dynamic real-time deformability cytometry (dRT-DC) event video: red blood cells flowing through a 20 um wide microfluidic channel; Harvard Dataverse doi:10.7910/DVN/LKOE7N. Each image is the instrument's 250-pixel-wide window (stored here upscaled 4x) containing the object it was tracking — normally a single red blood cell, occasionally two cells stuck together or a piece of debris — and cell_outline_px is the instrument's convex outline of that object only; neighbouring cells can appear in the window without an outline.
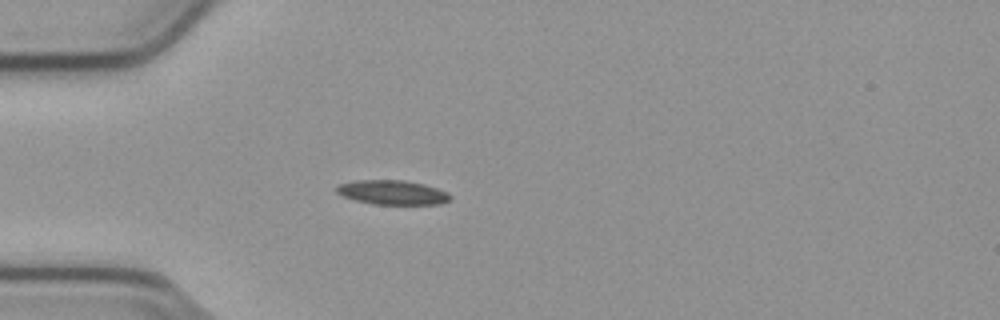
{"species": "common noctule bat (a hibernating species)", "species_latin": "Nyctalus noctula", "temperature_condition": "cold", "stored_images_in_passage": 50, "camera_frame_rate_fps": 3000, "um_per_image_px": 0.085, "animal": {"sex": "male", "body_mass_g": 23.1, "forearm_length_mm": 52.7}, "frame": {"image": 1, "passage_image": 11, "time_ms": 3.333, "image_size_px": [1000, 320], "cell_outline_px": [[452, 196], [448, 200], [440, 204], [372, 204], [356, 200], [344, 196], [336, 192], [336, 188], [340, 184], [356, 180], [404, 180], [424, 184], [448, 192]], "centroid_in_image_um": [33.37, 16.35], "position_along_channel_um": 51.6, "area_um2": 16.01}}
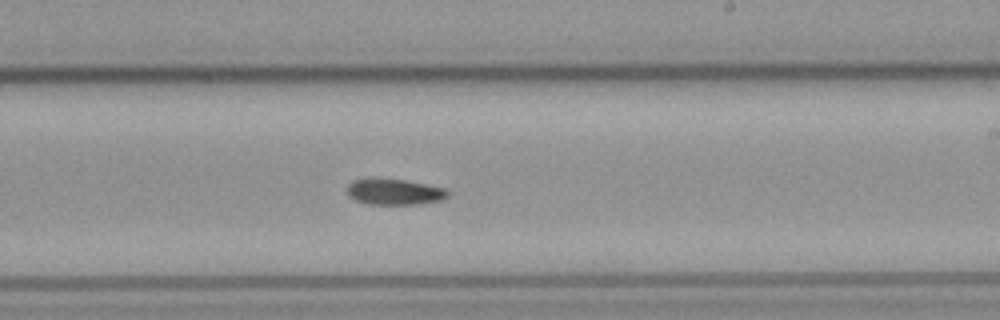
{"frame": {"image": 2, "passage_image": 28, "time_ms": 9.0, "image_size_px": [1000, 320], "cell_outline_px": [[448, 196], [440, 200], [416, 204], [368, 204], [356, 200], [348, 196], [348, 184], [352, 180], [404, 180], [444, 188], [448, 192]], "centroid_in_image_um": [33.52, 16.33], "position_along_channel_um": 255.5, "area_um2": 14.62}}
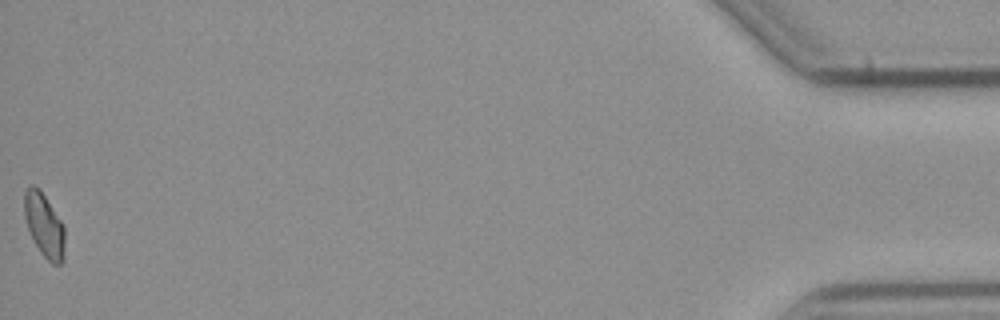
{"frame": {"image": 3, "passage_image": 50, "time_ms": 16.333, "image_size_px": [1000, 320], "cell_outline_px": [[64, 260], [60, 264], [52, 264], [40, 252], [28, 228], [24, 216], [24, 192], [32, 184], [40, 188], [60, 220], [64, 228]], "centroid_in_image_um": [3.75, 19.14], "position_along_channel_um": 431.4, "area_um2": 14.85}, "authors_computed_cell_mechanics": {"area_um2": 15.4904, "velocity_mm_per_s": 3.7859, "shape_relaxation_time_tau1_ms": 5.6969, "shape_relaxation_time_tau2_ms": null, "deformation_change_tau1": 0.1447, "deformation_change_tau2": null}}